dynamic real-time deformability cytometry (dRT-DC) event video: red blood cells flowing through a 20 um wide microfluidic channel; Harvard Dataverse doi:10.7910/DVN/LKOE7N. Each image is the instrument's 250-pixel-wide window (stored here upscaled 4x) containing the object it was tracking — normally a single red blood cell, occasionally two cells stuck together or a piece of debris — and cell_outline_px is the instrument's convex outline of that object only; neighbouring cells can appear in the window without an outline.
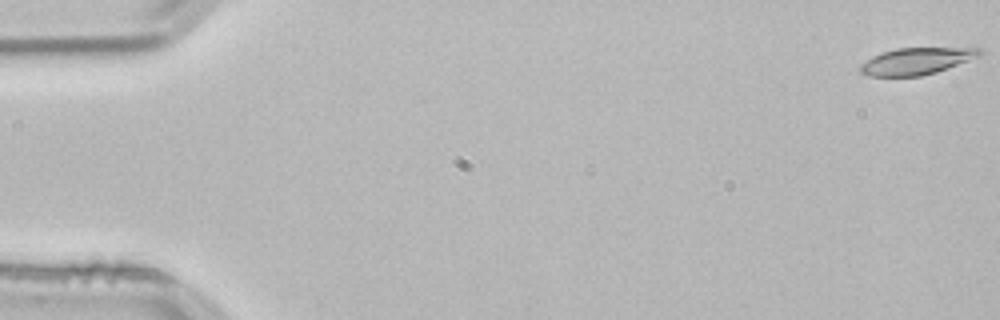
{"species": "common noctule bat (a hibernating species)", "species_latin": "Nyctalus noctula", "temperature_condition": "room temperature", "stored_images_in_passage": 54, "camera_frame_rate_fps": 3000, "um_per_image_px": 0.085, "animal": {"sex": "male", "body_mass_g": 21.5, "forearm_length_mm": 52.0}, "frame": {"image": 1, "passage_image": 1, "time_ms": 0.0, "image_size_px": [1000, 320], "cell_outline_px": [[984, 52], [980, 56], [936, 72], [920, 76], [868, 76], [860, 72], [860, 64], [872, 56], [896, 48], [980, 48]], "centroid_in_image_um": [77.89, 5.19], "position_along_channel_um": 7.1, "area_um2": 18.5}}
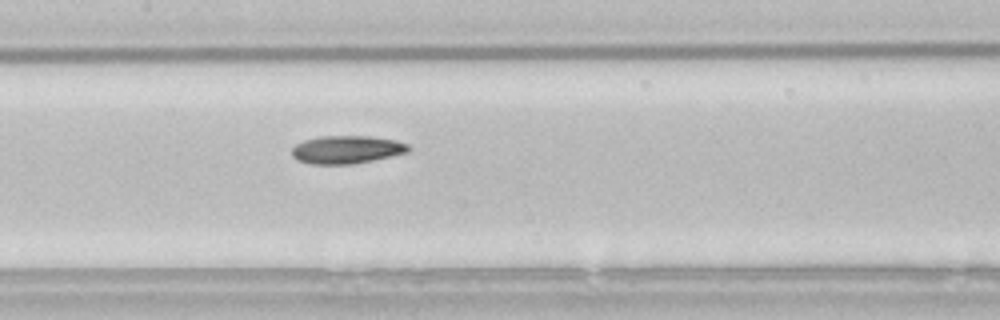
{"frame": {"image": 2, "passage_image": 26, "time_ms": 8.333, "image_size_px": [1000, 320], "cell_outline_px": [[412, 148], [408, 152], [372, 160], [352, 164], [308, 164], [296, 160], [292, 156], [292, 148], [296, 144], [304, 140], [320, 136], [368, 136], [396, 140], [408, 144]], "centroid_in_image_um": [29.45, 12.71], "position_along_channel_um": 178.0, "area_um2": 19.07}}
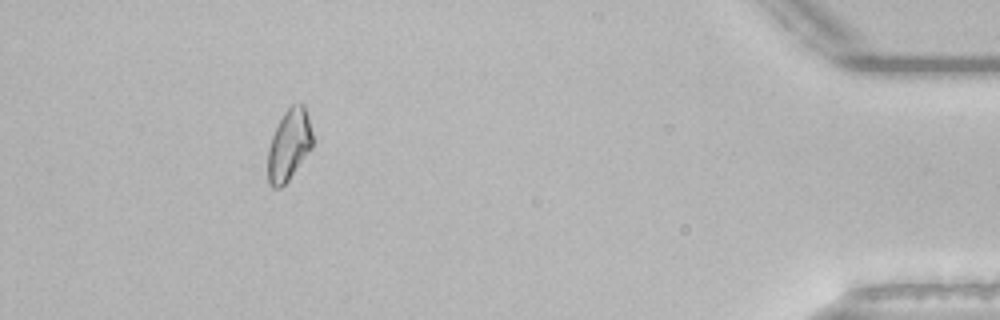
{"frame": {"image": 3, "passage_image": 49, "time_ms": 16.0, "image_size_px": [1000, 320], "cell_outline_px": [[312, 148], [288, 180], [280, 188], [272, 188], [268, 184], [268, 148], [272, 136], [284, 112], [292, 104], [304, 104], [308, 116], [312, 132]], "centroid_in_image_um": [24.56, 12.33], "position_along_channel_um": 410.6, "area_um2": 18.44}, "authors_computed_cell_mechanics": {"area_um2": 18.8428, "velocity_mm_per_s": 3.8273, "shape_relaxation_time_tau1_ms": 9.347, "shape_relaxation_time_tau2_ms": 6.0892, "deformation_change_tau1": 0.196, "deformation_change_tau2": 0.1342}}